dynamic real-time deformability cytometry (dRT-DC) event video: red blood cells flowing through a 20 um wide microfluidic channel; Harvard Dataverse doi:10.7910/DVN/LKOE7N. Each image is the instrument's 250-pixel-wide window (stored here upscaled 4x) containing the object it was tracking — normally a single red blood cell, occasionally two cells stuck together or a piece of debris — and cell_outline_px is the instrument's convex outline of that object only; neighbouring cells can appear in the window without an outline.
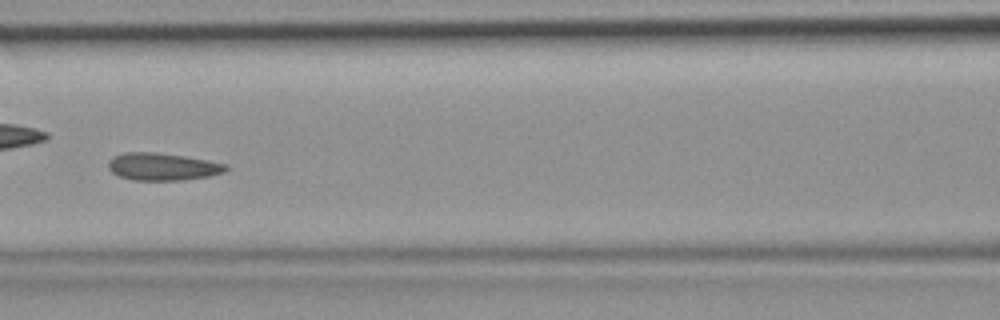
{"species": "common noctule bat (a hibernating species)", "species_latin": "Nyctalus noctula", "temperature_condition": "room temperature", "stored_images_in_passage": 47, "camera_frame_rate_fps": 3000, "um_per_image_px": 0.085, "animal": {"sex": "female", "body_mass_g": 19.9}, "frame": {"image": 1, "passage_image": 21, "time_ms": 6.667, "image_size_px": [1000, 320], "cell_outline_px": [[228, 168], [224, 172], [208, 176], [184, 180], [132, 180], [120, 176], [112, 172], [108, 168], [108, 160], [112, 156], [124, 152], [156, 152], [184, 156], [208, 160], [228, 164]], "centroid_in_image_um": [13.8, 14.16], "position_along_channel_um": 152.8, "area_um2": 18.9}}
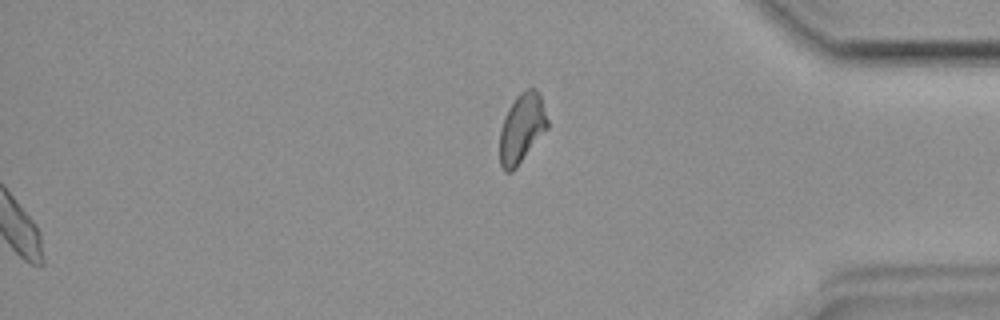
{"frame": {"image": 2, "passage_image": 47, "time_ms": 15.333, "image_size_px": [1000, 320], "cell_outline_px": [[548, 128], [516, 168], [512, 172], [504, 172], [500, 164], [500, 128], [504, 116], [508, 108], [516, 96], [520, 92], [528, 88], [536, 88], [540, 92], [548, 120]], "centroid_in_image_um": [44.35, 10.88], "position_along_channel_um": 390.8, "area_um2": 19.54}}